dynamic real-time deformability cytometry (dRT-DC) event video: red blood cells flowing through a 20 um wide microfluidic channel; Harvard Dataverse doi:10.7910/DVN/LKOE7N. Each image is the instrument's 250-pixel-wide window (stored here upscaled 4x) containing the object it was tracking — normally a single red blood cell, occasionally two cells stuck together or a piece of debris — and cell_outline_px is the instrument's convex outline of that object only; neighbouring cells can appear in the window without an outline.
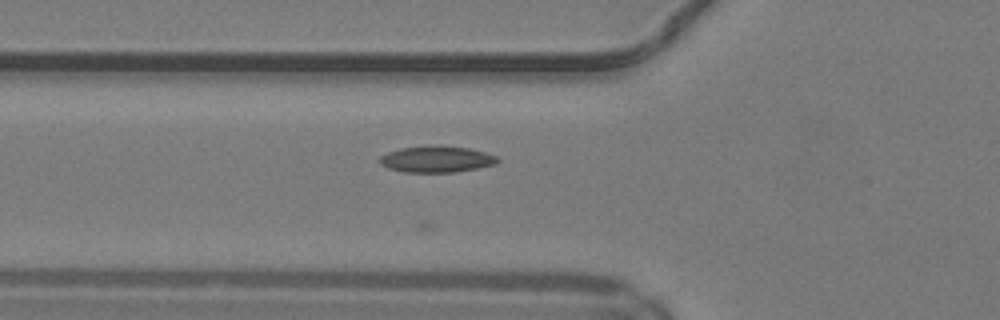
{"species": "common noctule bat (a hibernating species)", "species_latin": "Nyctalus noctula", "temperature_condition": "warm", "stored_images_in_passage": 25, "camera_frame_rate_fps": 3000, "um_per_image_px": 0.085, "animal": {"sex": "male", "body_mass_g": 19.2, "forearm_length_mm": 51.8}, "frame": {"image": 1, "passage_image": 9, "time_ms": 2.667, "image_size_px": [1000, 320], "cell_outline_px": [[500, 160], [496, 164], [456, 172], [404, 172], [388, 168], [380, 164], [376, 160], [380, 156], [388, 152], [400, 148], [428, 144], [432, 144], [468, 148], [484, 152], [496, 156]], "centroid_in_image_um": [37.05, 13.52], "position_along_channel_um": 88.7, "area_um2": 18.38}}
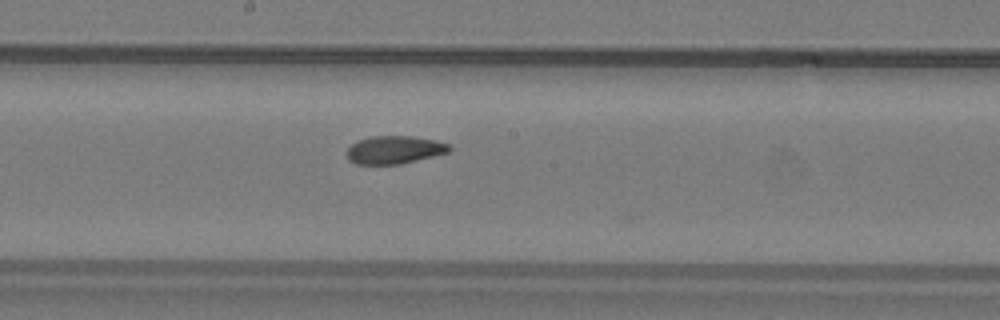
{"frame": {"image": 2, "passage_image": 18, "time_ms": 5.667, "image_size_px": [1000, 320], "cell_outline_px": [[452, 148], [448, 152], [400, 164], [356, 164], [348, 160], [344, 152], [352, 144], [360, 140], [372, 136], [412, 136], [436, 140], [448, 144]], "centroid_in_image_um": [33.49, 12.73], "position_along_channel_um": 214.7, "area_um2": 16.65}}
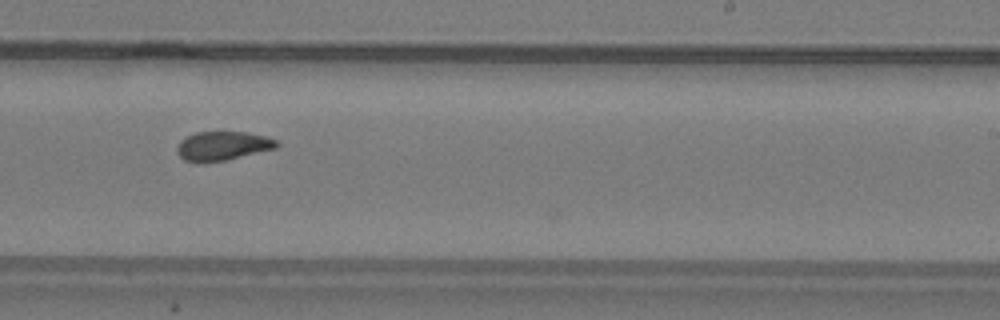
{"frame": {"image": 3, "passage_image": 22, "time_ms": 7.0, "image_size_px": [1000, 320], "cell_outline_px": [[280, 144], [276, 148], [228, 160], [204, 164], [200, 164], [184, 160], [176, 152], [176, 148], [180, 140], [196, 132], [244, 132], [264, 136], [276, 140]], "centroid_in_image_um": [18.88, 12.43], "position_along_channel_um": 270.1, "area_um2": 17.11}}